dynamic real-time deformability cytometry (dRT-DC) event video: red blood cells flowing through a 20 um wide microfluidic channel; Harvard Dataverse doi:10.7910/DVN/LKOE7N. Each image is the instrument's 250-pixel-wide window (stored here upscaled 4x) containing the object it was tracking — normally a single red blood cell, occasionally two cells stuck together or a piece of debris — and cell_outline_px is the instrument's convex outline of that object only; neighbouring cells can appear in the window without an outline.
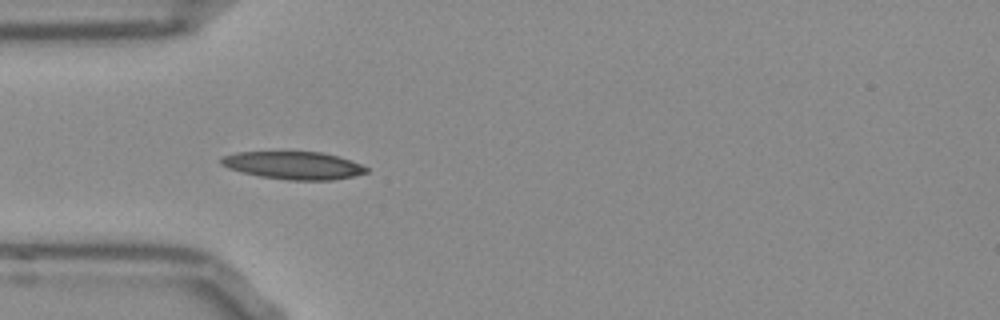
{"species": "Egyptian fruit bat (a non-hibernating species)", "species_latin": "Rousettus aegyptiacus", "temperature_condition": "room temperature", "stored_images_in_passage": 9, "camera_frame_rate_fps": 3000, "um_per_image_px": 0.085, "frame": {"image": 1, "passage_image": 6, "time_ms": 1.667, "image_size_px": [1000, 320], "cell_outline_px": [[368, 172], [352, 176], [332, 180], [288, 180], [260, 176], [240, 172], [228, 168], [220, 164], [220, 156], [236, 152], [320, 152], [336, 156], [360, 164], [368, 168]], "centroid_in_image_um": [24.88, 14.06], "position_along_channel_um": 60.1, "area_um2": 23.35}}
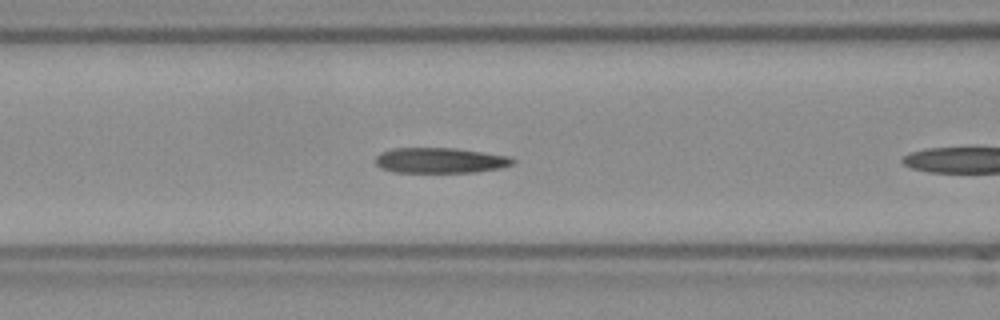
{"frame": {"image": 2, "passage_image": 8, "time_ms": 2.333, "image_size_px": [1000, 320], "cell_outline_px": [[516, 160], [512, 164], [500, 168], [476, 172], [396, 172], [380, 168], [376, 164], [376, 156], [380, 152], [392, 148], [456, 148], [508, 156]], "centroid_in_image_um": [37.39, 13.63], "position_along_channel_um": 129.2, "area_um2": 20.29}}